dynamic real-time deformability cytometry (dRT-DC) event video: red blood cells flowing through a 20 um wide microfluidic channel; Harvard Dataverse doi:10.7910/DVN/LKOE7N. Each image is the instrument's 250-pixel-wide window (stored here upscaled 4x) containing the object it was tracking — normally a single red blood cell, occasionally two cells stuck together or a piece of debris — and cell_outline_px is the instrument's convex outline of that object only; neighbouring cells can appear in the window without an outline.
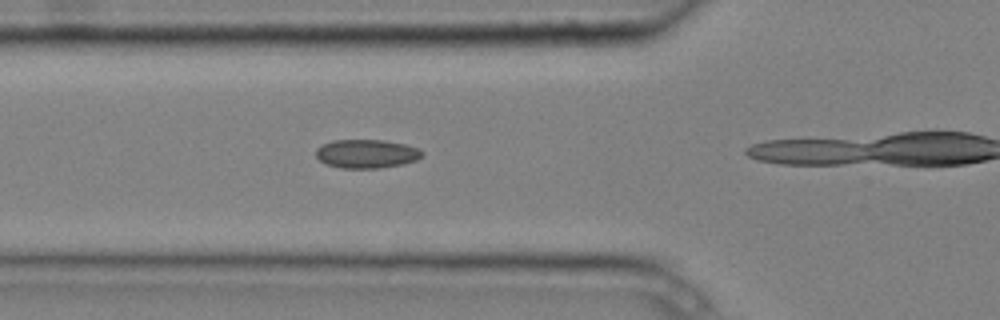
{"species": "common noctule bat (a hibernating species)", "species_latin": "Nyctalus noctula", "temperature_condition": "cold", "stored_images_in_passage": 7, "camera_frame_rate_fps": 3000, "um_per_image_px": 0.085, "animal": {"sex": "male", "body_mass_g": 20.4}, "frame": {"image": 1, "passage_image": 4, "time_ms": 1.0, "image_size_px": [1000, 320], "cell_outline_px": [[424, 156], [416, 160], [400, 164], [380, 168], [340, 168], [328, 164], [320, 160], [316, 156], [316, 148], [320, 144], [332, 140], [384, 140], [404, 144], [420, 148], [424, 152]], "centroid_in_image_um": [31.16, 13.06], "position_along_channel_um": 94.6, "area_um2": 17.86}}
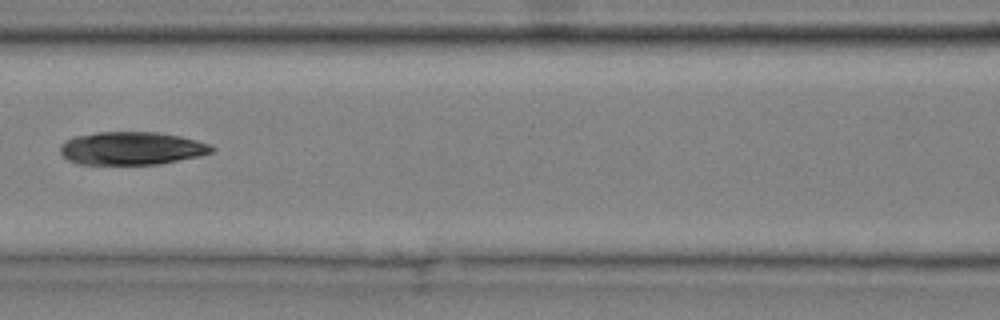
{"frame": {"image": 2, "passage_image": 6, "time_ms": 1.667, "image_size_px": [1000, 320], "cell_outline_px": [[216, 148], [212, 152], [200, 156], [160, 164], [80, 164], [68, 160], [60, 152], [60, 144], [64, 140], [72, 136], [96, 132], [156, 132], [180, 136], [196, 140], [208, 144]], "centroid_in_image_um": [11.16, 12.6], "position_along_channel_um": 155.4, "area_um2": 29.3}}
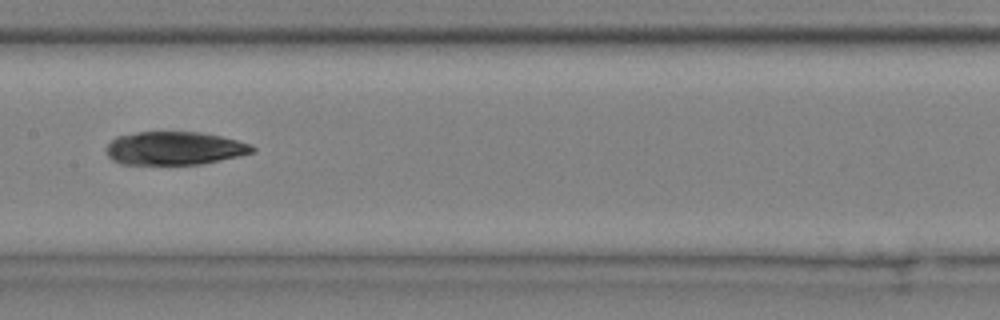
{"frame": {"image": 3, "passage_image": 7, "time_ms": 2.0, "image_size_px": [1000, 320], "cell_outline_px": [[256, 152], [240, 156], [200, 164], [120, 164], [112, 160], [108, 156], [108, 144], [116, 136], [136, 132], [200, 132], [220, 136], [252, 144], [256, 148]], "centroid_in_image_um": [14.87, 12.6], "position_along_channel_um": 192.5, "area_um2": 28.32}}